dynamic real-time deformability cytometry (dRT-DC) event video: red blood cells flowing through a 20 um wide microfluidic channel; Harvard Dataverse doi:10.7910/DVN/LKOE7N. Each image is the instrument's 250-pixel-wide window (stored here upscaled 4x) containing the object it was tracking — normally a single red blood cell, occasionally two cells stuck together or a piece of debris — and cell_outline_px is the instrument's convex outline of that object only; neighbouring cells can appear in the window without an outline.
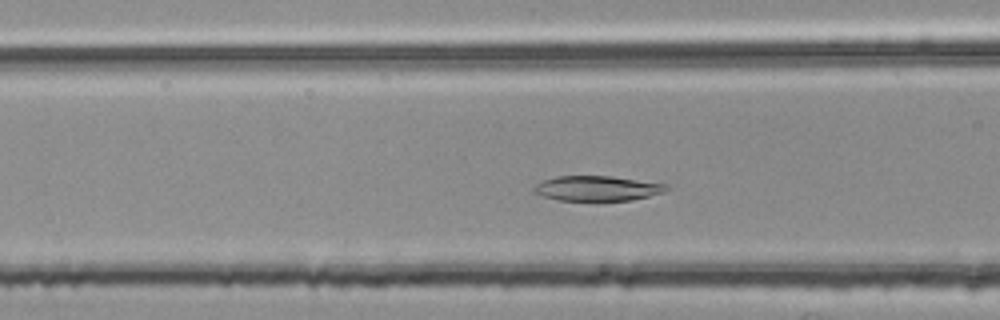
{"species": "common noctule bat (a hibernating species)", "species_latin": "Nyctalus noctula", "temperature_condition": "room temperature", "stored_images_in_passage": 44, "camera_frame_rate_fps": 3000, "um_per_image_px": 0.085, "animal": {"sex": "female", "body_mass_g": 25.1}, "frame": {"image": 1, "passage_image": 15, "time_ms": 4.667, "image_size_px": [1000, 320], "cell_outline_px": [[672, 188], [664, 192], [632, 200], [556, 200], [532, 192], [532, 188], [536, 184], [544, 180], [556, 176], [608, 176], [668, 184]], "centroid_in_image_um": [50.77, 16.01], "position_along_channel_um": 115.8, "area_um2": 19.25}}
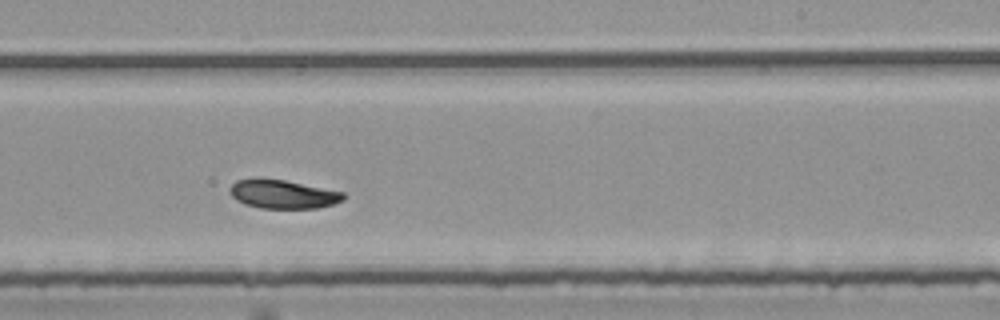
{"frame": {"image": 2, "passage_image": 27, "time_ms": 8.667, "image_size_px": [1000, 320], "cell_outline_px": [[344, 200], [336, 204], [316, 208], [260, 208], [244, 204], [236, 200], [232, 196], [228, 188], [236, 180], [284, 180], [344, 192]], "centroid_in_image_um": [24.07, 16.53], "position_along_channel_um": 264.9, "area_um2": 18.67}}
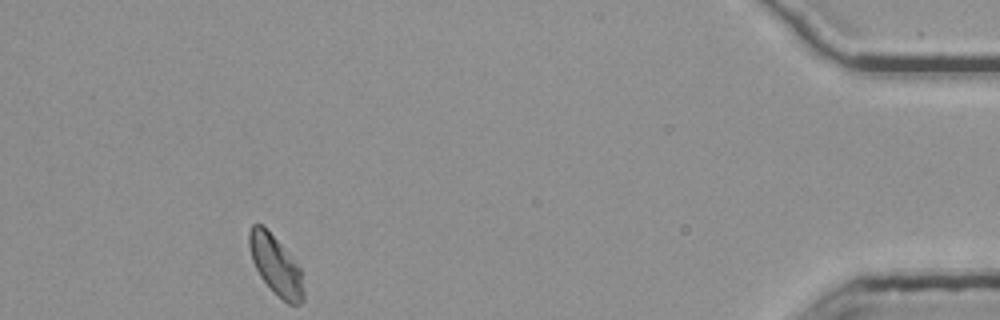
{"frame": {"image": 3, "passage_image": 44, "time_ms": 14.333, "image_size_px": [1000, 320], "cell_outline_px": [[304, 300], [300, 304], [288, 304], [260, 276], [252, 260], [248, 244], [248, 232], [252, 224], [260, 224], [280, 244], [300, 268], [304, 292]], "centroid_in_image_um": [23.43, 22.55], "position_along_channel_um": 411.8, "area_um2": 18.09}, "authors_computed_cell_mechanics": {"area_um2": 19.5075, "velocity_mm_per_s": 3.7325, "shape_relaxation_time_tau1_ms": 2.5021, "shape_relaxation_time_tau2_ms": null, "deformation_change_tau1": 0.1189, "deformation_change_tau2": null}}